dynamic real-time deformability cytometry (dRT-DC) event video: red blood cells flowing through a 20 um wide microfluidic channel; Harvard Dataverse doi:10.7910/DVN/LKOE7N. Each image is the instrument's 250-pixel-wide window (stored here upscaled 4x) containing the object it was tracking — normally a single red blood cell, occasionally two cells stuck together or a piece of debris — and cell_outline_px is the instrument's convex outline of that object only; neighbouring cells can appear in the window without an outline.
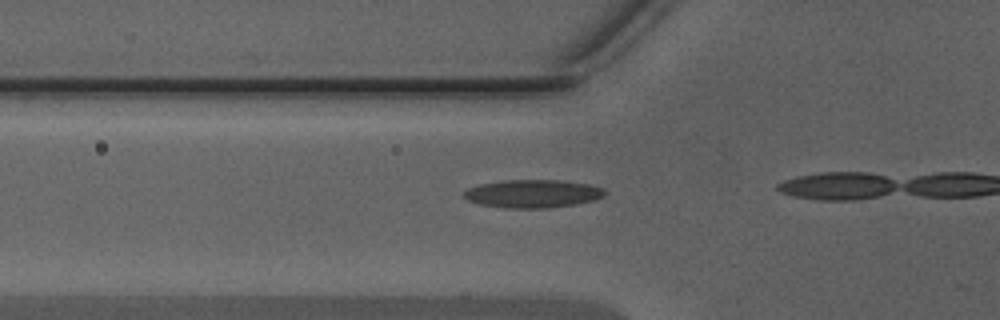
{"species": "Egyptian fruit bat (a non-hibernating species)", "species_latin": "Rousettus aegyptiacus", "temperature_condition": "warm", "stored_images_in_passage": 8, "camera_frame_rate_fps": 3000, "um_per_image_px": 0.085, "animal": {"sex": "male"}, "frame": {"image": 1, "passage_image": 4, "time_ms": 1.0, "image_size_px": [1000, 320], "cell_outline_px": [[604, 196], [592, 200], [576, 204], [548, 208], [508, 208], [480, 204], [468, 200], [464, 196], [464, 192], [468, 188], [480, 184], [504, 180], [560, 180], [588, 184], [604, 188]], "centroid_in_image_um": [45.28, 16.46], "position_along_channel_um": 80.5, "area_um2": 22.89}}